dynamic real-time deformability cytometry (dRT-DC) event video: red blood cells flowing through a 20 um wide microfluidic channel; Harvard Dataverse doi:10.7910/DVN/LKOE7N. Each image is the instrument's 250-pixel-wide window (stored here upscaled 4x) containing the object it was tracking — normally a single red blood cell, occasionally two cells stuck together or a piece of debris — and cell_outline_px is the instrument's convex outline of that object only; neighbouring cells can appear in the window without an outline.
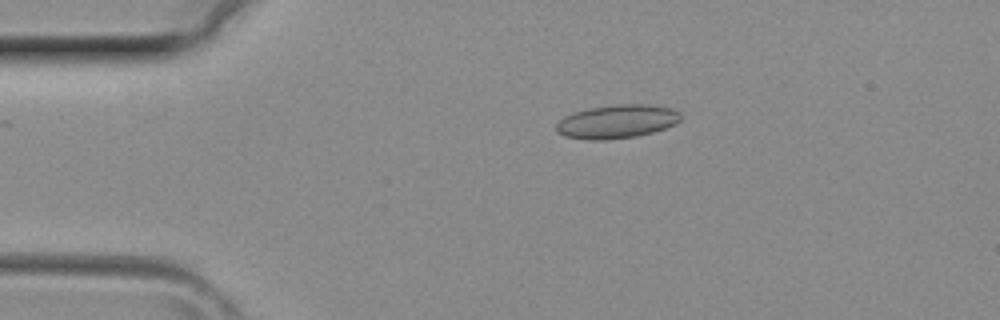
{"species": "common noctule bat (a hibernating species)", "species_latin": "Nyctalus noctula", "temperature_condition": "room temperature", "stored_images_in_passage": 5, "camera_frame_rate_fps": 3000, "um_per_image_px": 0.085, "animal": {"sex": "female", "body_mass_g": 29.2, "forearm_length_mm": 56.3}, "frame": {"image": 1, "passage_image": 3, "time_ms": 0.667, "image_size_px": [1000, 320], "cell_outline_px": [[680, 120], [676, 124], [652, 132], [636, 136], [604, 140], [588, 140], [564, 136], [556, 132], [556, 124], [564, 116], [588, 108], [620, 104], [648, 104], [672, 108], [680, 112]], "centroid_in_image_um": [52.43, 10.33], "position_along_channel_um": 32.6, "area_um2": 24.33}}
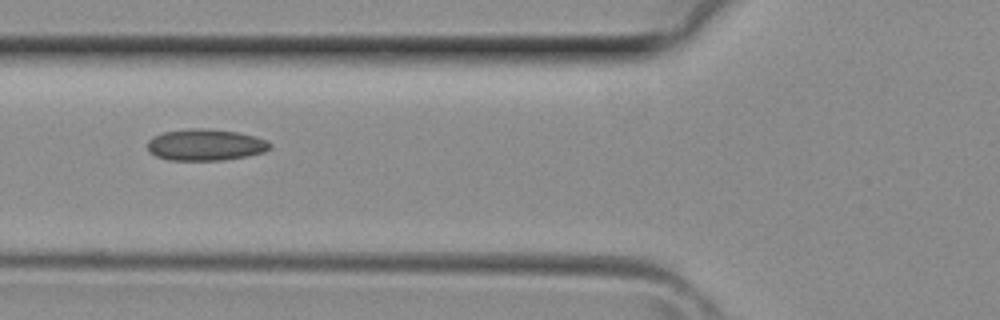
{"frame": {"image": 2, "passage_image": 5, "time_ms": 1.333, "image_size_px": [1000, 320], "cell_outline_px": [[272, 148], [264, 152], [248, 156], [224, 160], [168, 160], [156, 156], [148, 148], [148, 140], [152, 136], [164, 132], [188, 128], [204, 128], [236, 132], [256, 136], [268, 140], [272, 144]], "centroid_in_image_um": [17.51, 12.31], "position_along_channel_um": 108.3, "area_um2": 22.66}}